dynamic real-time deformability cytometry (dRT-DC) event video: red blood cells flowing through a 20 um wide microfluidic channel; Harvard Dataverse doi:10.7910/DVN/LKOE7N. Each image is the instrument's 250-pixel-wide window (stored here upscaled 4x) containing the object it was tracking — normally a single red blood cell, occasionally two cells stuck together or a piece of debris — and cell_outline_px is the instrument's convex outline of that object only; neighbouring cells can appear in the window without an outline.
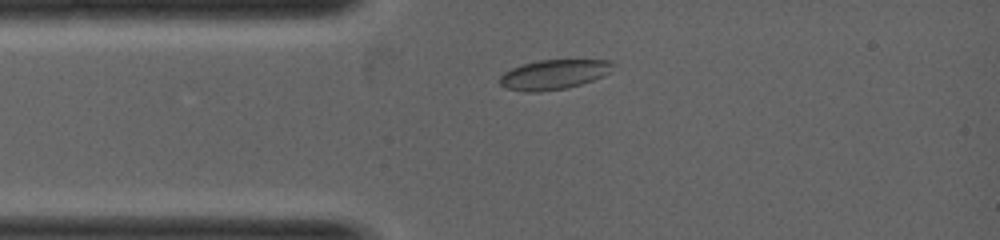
{"species": "common noctule bat (a hibernating species)", "species_latin": "Nyctalus noctula", "temperature_condition": "warm", "stored_images_in_passage": 9, "camera_frame_rate_fps": 5000, "um_per_image_px": 0.085, "animal": {"sex": "female", "body_mass_g": 19.0, "forearm_length_mm": 53.3}, "frame": {"image": 1, "passage_image": 3, "time_ms": 0.6, "image_size_px": [1000, 240], "cell_outline_px": [[612, 72], [604, 76], [568, 88], [540, 92], [524, 92], [504, 88], [500, 84], [500, 76], [504, 72], [520, 64], [540, 60], [608, 60], [612, 64]], "centroid_in_image_um": [47.04, 6.34], "position_along_channel_um": 38.0, "area_um2": 19.71}}
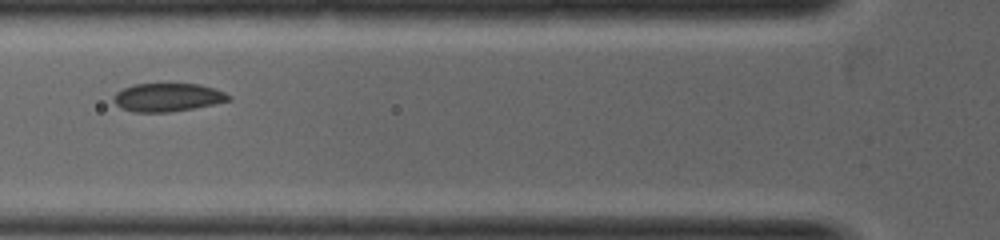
{"frame": {"image": 2, "passage_image": 6, "time_ms": 1.6, "image_size_px": [1000, 240], "cell_outline_px": [[232, 100], [192, 108], [168, 112], [132, 112], [120, 108], [112, 100], [112, 96], [116, 92], [124, 88], [136, 84], [200, 84], [216, 88], [232, 96]], "centroid_in_image_um": [14.24, 8.27], "position_along_channel_um": 111.6, "area_um2": 19.02}}
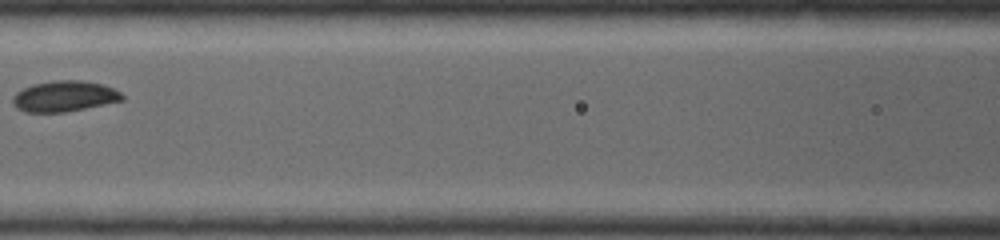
{"frame": {"image": 3, "passage_image": 8, "time_ms": 2.2, "image_size_px": [1000, 240], "cell_outline_px": [[124, 100], [64, 112], [24, 112], [16, 108], [12, 104], [12, 96], [16, 92], [32, 84], [52, 80], [84, 80], [104, 84], [120, 92], [124, 96]], "centroid_in_image_um": [5.44, 8.17], "position_along_channel_um": 161.2, "area_um2": 19.77}}